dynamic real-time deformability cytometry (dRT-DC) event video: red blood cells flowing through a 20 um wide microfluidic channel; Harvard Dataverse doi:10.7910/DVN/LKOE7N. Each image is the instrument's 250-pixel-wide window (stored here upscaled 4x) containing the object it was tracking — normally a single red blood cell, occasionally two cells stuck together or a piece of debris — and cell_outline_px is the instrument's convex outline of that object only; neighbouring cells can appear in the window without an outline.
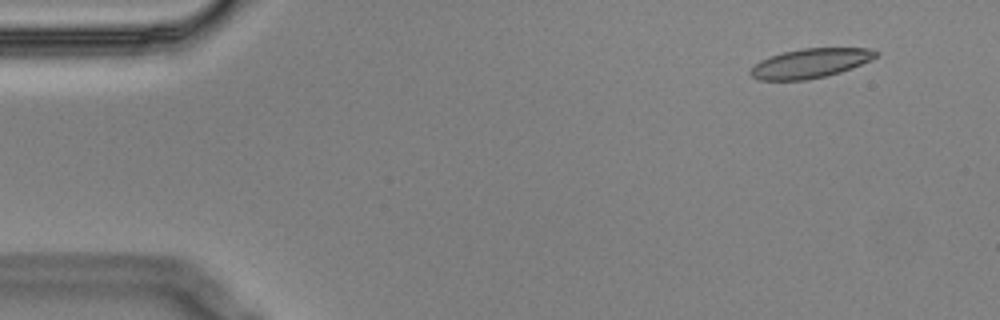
{"species": "Egyptian fruit bat (a non-hibernating species)", "species_latin": "Rousettus aegyptiacus", "temperature_condition": "cold", "stored_images_in_passage": 6, "camera_frame_rate_fps": 3000, "um_per_image_px": 0.085, "animal": {"sex": "male"}, "frame": {"image": 1, "passage_image": 2, "time_ms": 0.333, "image_size_px": [1000, 320], "cell_outline_px": [[880, 52], [876, 56], [852, 68], [840, 72], [824, 76], [804, 80], [756, 80], [748, 72], [760, 60], [784, 52], [804, 48], [868, 48]], "centroid_in_image_um": [68.85, 5.38], "position_along_channel_um": 16.1, "area_um2": 21.15}}
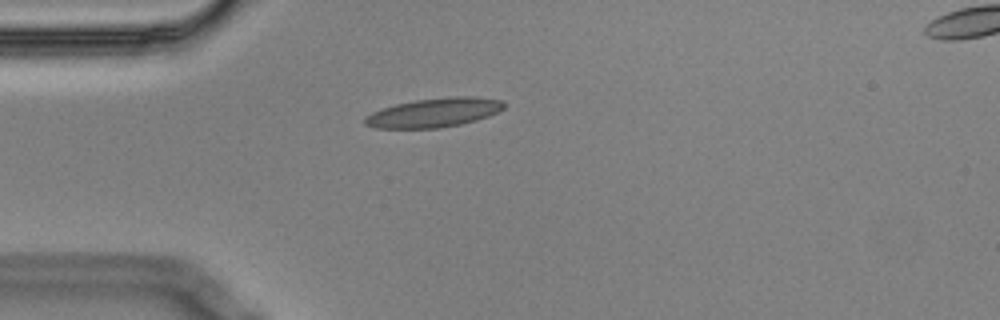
{"frame": {"image": 2, "passage_image": 5, "time_ms": 1.333, "image_size_px": [1000, 320], "cell_outline_px": [[504, 108], [488, 116], [476, 120], [460, 124], [440, 128], [376, 128], [364, 124], [364, 116], [372, 112], [396, 104], [416, 100], [452, 96], [476, 96], [500, 100], [504, 104]], "centroid_in_image_um": [36.87, 9.57], "position_along_channel_um": 48.1, "area_um2": 23.47}}